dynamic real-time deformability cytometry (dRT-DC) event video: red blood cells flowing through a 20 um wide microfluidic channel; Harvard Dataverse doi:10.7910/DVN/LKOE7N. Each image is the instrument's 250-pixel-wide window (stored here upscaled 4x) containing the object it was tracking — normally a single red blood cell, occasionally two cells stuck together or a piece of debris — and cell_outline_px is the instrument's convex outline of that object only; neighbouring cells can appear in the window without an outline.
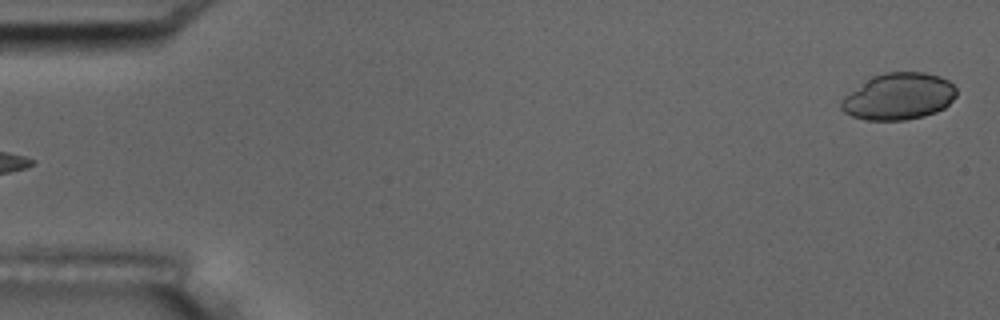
{"species": "common noctule bat (a hibernating species)", "species_latin": "Nyctalus noctula", "temperature_condition": "room temperature", "stored_images_in_passage": 4, "segment_of_instrument_passage": [2, 2], "camera_frame_rate_fps": 3000, "um_per_image_px": 0.085, "animal": {"sex": "male", "body_mass_g": 17.5, "forearm_length_mm": 52.3}, "frame": {"image": 1, "passage_image": 4, "time_ms": 4.333, "image_size_px": [1000, 320], "cell_outline_px": [[956, 96], [944, 108], [936, 112], [924, 116], [904, 120], [864, 120], [852, 116], [844, 112], [840, 108], [840, 100], [844, 96], [872, 76], [884, 72], [924, 72], [940, 76], [948, 80], [956, 88]], "centroid_in_image_um": [76.38, 8.2], "position_along_channel_um": 8.6, "area_um2": 31.44}}